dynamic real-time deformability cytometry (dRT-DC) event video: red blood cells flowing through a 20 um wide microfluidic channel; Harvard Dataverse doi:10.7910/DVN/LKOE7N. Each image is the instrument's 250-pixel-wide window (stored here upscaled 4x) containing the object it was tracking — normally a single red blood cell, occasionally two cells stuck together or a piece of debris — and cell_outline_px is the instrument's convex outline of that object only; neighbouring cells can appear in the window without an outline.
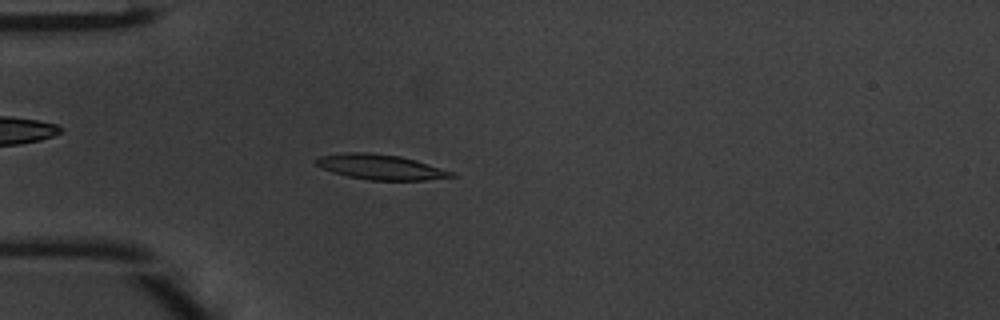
{"species": "common noctule bat (a hibernating species)", "species_latin": "Nyctalus noctula", "temperature_condition": "warm", "stored_images_in_passage": 47, "camera_frame_rate_fps": 3000, "um_per_image_px": 0.085, "animal": {"sex": "male", "body_mass_g": 20.1, "forearm_length_mm": 53.5}, "frame": {"image": 1, "passage_image": 13, "time_ms": 4.0, "image_size_px": [1000, 320], "cell_outline_px": [[456, 176], [424, 180], [368, 180], [348, 176], [332, 172], [316, 164], [312, 160], [320, 156], [344, 152], [368, 152], [400, 156], [416, 160], [456, 172]], "centroid_in_image_um": [32.36, 14.19], "position_along_channel_um": 52.6, "area_um2": 19.88}}
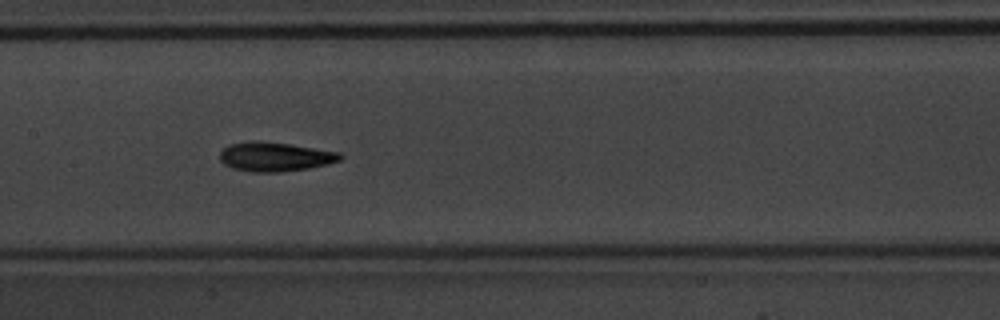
{"frame": {"image": 2, "passage_image": 23, "time_ms": 7.333, "image_size_px": [1000, 320], "cell_outline_px": [[344, 156], [340, 160], [328, 164], [308, 168], [280, 172], [252, 172], [232, 168], [224, 164], [220, 160], [220, 152], [228, 144], [252, 140], [260, 140], [288, 144], [340, 152]], "centroid_in_image_um": [23.35, 13.31], "position_along_channel_um": 184.0, "area_um2": 20.58}}
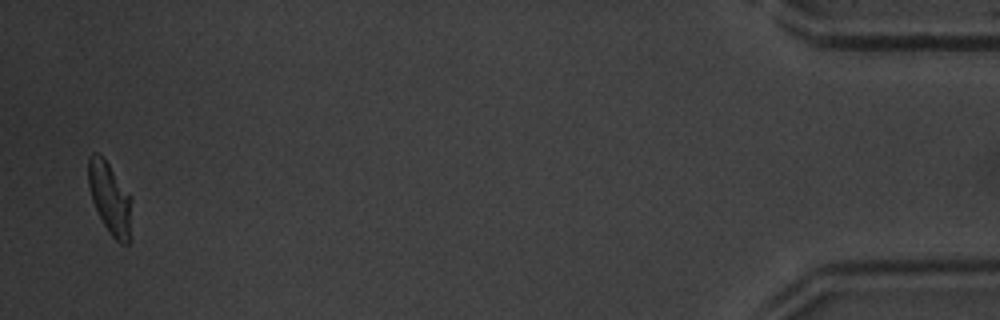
{"frame": {"image": 3, "passage_image": 46, "time_ms": 15.0, "image_size_px": [1000, 320], "cell_outline_px": [[132, 200], [128, 244], [120, 244], [112, 236], [104, 224], [92, 200], [88, 188], [88, 156], [92, 152], [96, 152], [108, 164], [132, 196]], "centroid_in_image_um": [9.34, 16.83], "position_along_channel_um": 425.9, "area_um2": 17.92}, "authors_computed_cell_mechanics": {"area_um2": 19.2474, "velocity_mm_per_s": 4.2354, "shape_relaxation_time_tau1_ms": 2.1678, "shape_relaxation_time_tau2_ms": 1.839, "deformation_change_tau1": 0.1431, "deformation_change_tau2": 0.0761}}